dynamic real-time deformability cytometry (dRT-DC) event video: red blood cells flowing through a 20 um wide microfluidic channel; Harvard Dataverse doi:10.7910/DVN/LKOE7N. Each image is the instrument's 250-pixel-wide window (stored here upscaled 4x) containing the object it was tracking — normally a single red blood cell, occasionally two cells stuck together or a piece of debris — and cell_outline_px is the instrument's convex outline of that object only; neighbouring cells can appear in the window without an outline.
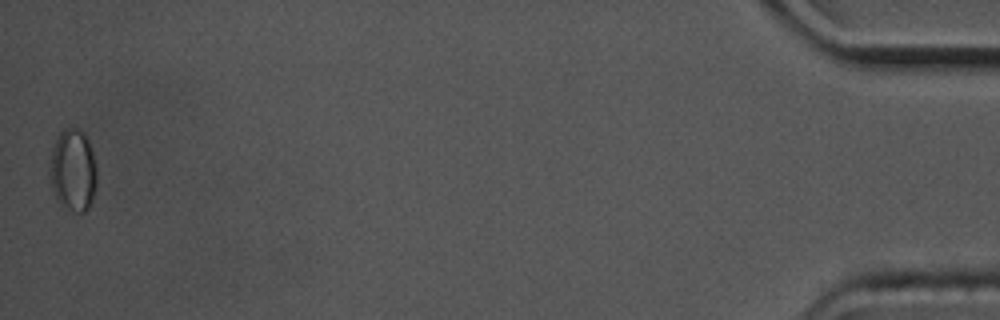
{"species": "common noctule bat (a hibernating species)", "species_latin": "Nyctalus noctula", "temperature_condition": "cold", "stored_images_in_passage": 47, "camera_frame_rate_fps": 3000, "um_per_image_px": 0.085, "animal": {"sex": "male", "body_mass_g": 17.5, "forearm_length_mm": 52.3}, "frame": {"image": 1, "passage_image": 47, "time_ms": 15.333, "image_size_px": [1000, 320], "cell_outline_px": [[96, 184], [92, 200], [88, 208], [84, 212], [76, 212], [60, 204], [56, 200], [48, 176], [48, 164], [52, 148], [60, 132], [64, 128], [76, 128], [84, 132], [88, 140], [92, 152], [96, 168]], "centroid_in_image_um": [6.17, 14.47], "position_along_channel_um": 429.0, "area_um2": 22.77}}